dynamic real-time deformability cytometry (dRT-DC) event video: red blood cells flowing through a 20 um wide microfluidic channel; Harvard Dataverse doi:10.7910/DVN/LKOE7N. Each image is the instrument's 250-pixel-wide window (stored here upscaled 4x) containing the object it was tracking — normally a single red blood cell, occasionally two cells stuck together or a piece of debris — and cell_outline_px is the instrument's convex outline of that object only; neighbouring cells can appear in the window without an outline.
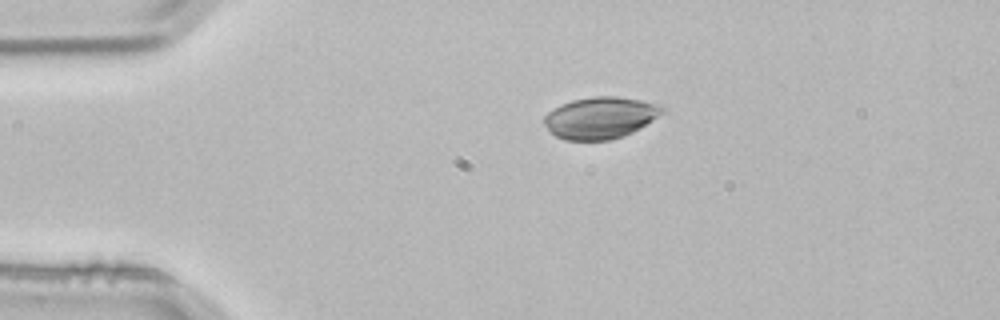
{"species": "common noctule bat (a hibernating species)", "species_latin": "Nyctalus noctula", "temperature_condition": "room temperature", "stored_images_in_passage": 2, "camera_frame_rate_fps": 3000, "um_per_image_px": 0.085, "animal": {"sex": "male", "body_mass_g": 21.5, "forearm_length_mm": 52.0}, "frame": {"image": 1, "passage_image": 1, "time_ms": 0.0, "image_size_px": [1000, 320], "cell_outline_px": [[664, 112], [632, 132], [612, 140], [564, 140], [556, 136], [544, 124], [544, 116], [552, 108], [560, 104], [572, 100], [592, 96], [616, 96], [640, 100], [664, 108]], "centroid_in_image_um": [50.96, 10.01], "position_along_channel_um": 34.0, "area_um2": 28.38}}
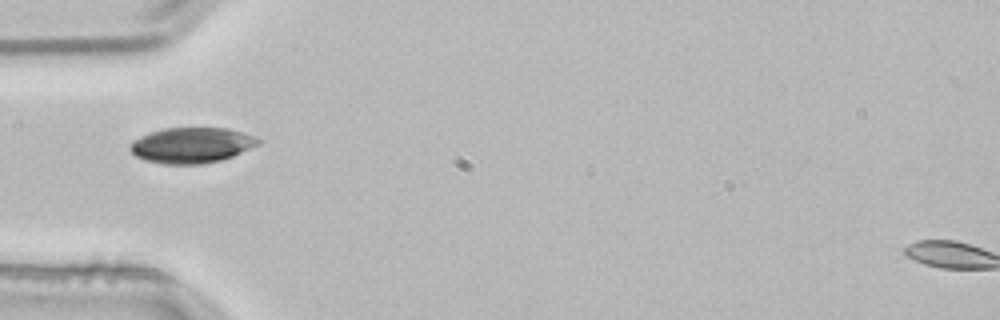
{"frame": {"image": 2, "passage_image": 2, "time_ms": 0.333, "image_size_px": [1000, 320], "cell_outline_px": [[264, 140], [260, 144], [232, 156], [220, 160], [200, 164], [160, 164], [144, 160], [136, 156], [128, 148], [132, 140], [148, 132], [164, 128], [228, 128], [244, 132], [256, 136]], "centroid_in_image_um": [16.29, 12.33], "position_along_channel_um": 68.7, "area_um2": 26.88}}